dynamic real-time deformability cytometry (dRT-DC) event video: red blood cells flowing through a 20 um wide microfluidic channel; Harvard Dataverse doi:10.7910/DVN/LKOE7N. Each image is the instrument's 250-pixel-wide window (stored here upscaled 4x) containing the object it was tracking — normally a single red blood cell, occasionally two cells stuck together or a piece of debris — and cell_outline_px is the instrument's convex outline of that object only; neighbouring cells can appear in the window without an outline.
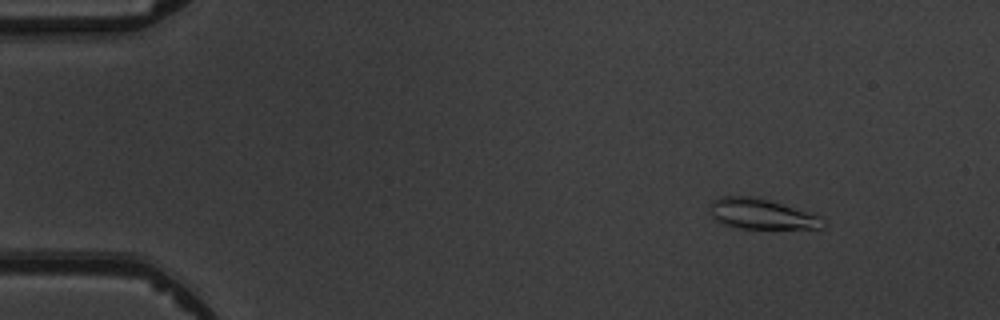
{"species": "common noctule bat (a hibernating species)", "species_latin": "Nyctalus noctula", "temperature_condition": "warm", "stored_images_in_passage": 4, "camera_frame_rate_fps": 3000, "um_per_image_px": 0.085, "animal": {"sex": "male", "body_mass_g": 19.5, "forearm_length_mm": 54.6}, "frame": {"image": 1, "passage_image": 1, "time_ms": 0.0, "image_size_px": [1000, 320], "cell_outline_px": [[828, 224], [824, 228], [740, 228], [724, 224], [712, 220], [708, 204], [712, 200], [724, 196], [748, 196], [768, 200], [820, 216]], "centroid_in_image_um": [64.68, 18.2], "position_along_channel_um": 20.3, "area_um2": 19.94}}